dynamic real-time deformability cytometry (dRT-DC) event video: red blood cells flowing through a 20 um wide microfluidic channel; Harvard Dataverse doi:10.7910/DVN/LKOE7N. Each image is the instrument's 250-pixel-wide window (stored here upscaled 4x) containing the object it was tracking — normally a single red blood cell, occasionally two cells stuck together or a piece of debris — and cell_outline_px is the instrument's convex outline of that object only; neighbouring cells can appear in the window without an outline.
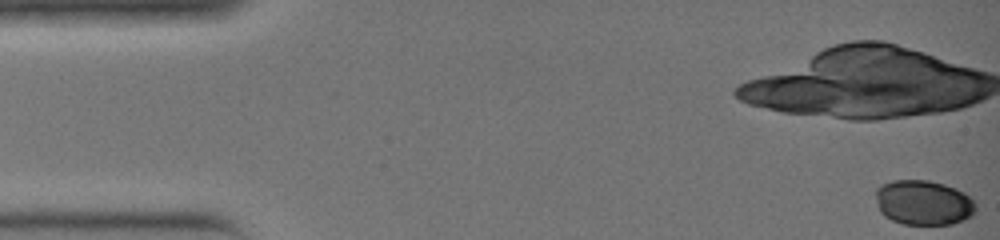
{"species": "common noctule bat (a hibernating species)", "species_latin": "Nyctalus noctula", "temperature_condition": "warm", "stored_images_in_passage": 13, "camera_frame_rate_fps": 3000, "um_per_image_px": 0.085, "animal": {"sex": "female", "body_mass_g": 19.0, "forearm_length_mm": 51.5}, "frame": {"image": 1, "passage_image": 1, "time_ms": 0.0, "image_size_px": [1000, 240], "cell_outline_px": [[976, 208], [972, 216], [964, 220], [952, 224], [904, 224], [892, 220], [884, 216], [880, 212], [876, 196], [876, 188], [880, 184], [892, 180], [928, 180], [944, 184], [956, 188], [964, 192], [976, 204]], "centroid_in_image_um": [78.49, 17.21], "position_along_channel_um": 6.5, "area_um2": 26.3}}